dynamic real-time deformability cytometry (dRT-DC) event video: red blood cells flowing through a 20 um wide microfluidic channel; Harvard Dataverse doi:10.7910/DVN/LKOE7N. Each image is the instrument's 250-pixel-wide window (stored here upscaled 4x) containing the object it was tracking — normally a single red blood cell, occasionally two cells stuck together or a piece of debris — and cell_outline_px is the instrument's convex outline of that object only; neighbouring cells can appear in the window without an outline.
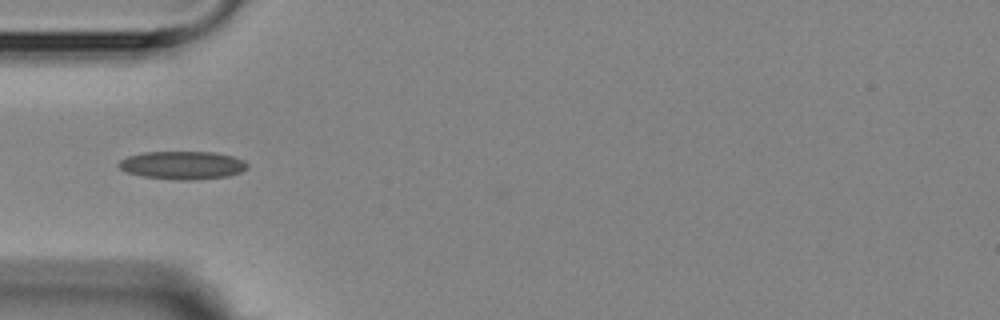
{"species": "Egyptian fruit bat (a non-hibernating species)", "species_latin": "Rousettus aegyptiacus", "temperature_condition": "room temperature", "stored_images_in_passage": 7, "camera_frame_rate_fps": 3000, "um_per_image_px": 0.085, "animal": {"sex": "female"}, "frame": {"image": 1, "passage_image": 5, "time_ms": 4.667, "image_size_px": [1000, 320], "cell_outline_px": [[248, 168], [240, 172], [228, 176], [192, 180], [176, 180], [144, 176], [128, 172], [120, 168], [116, 164], [120, 160], [128, 156], [144, 152], [212, 152], [232, 156], [244, 160], [248, 164]], "centroid_in_image_um": [15.52, 14.04], "position_along_channel_um": 69.5, "area_um2": 20.98}}
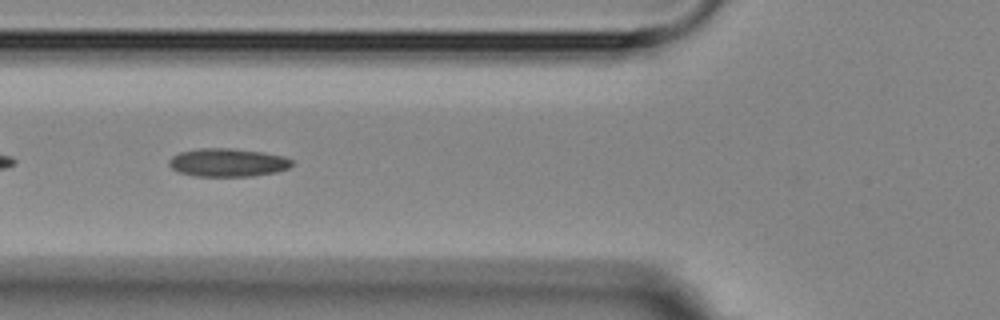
{"frame": {"image": 2, "passage_image": 6, "time_ms": 5.667, "image_size_px": [1000, 320], "cell_outline_px": [[292, 164], [288, 168], [276, 172], [252, 176], [192, 176], [180, 172], [172, 168], [168, 164], [168, 160], [172, 156], [180, 152], [200, 148], [228, 148], [264, 152], [284, 156], [292, 160]], "centroid_in_image_um": [19.34, 13.81], "position_along_channel_um": 106.5, "area_um2": 20.23}}
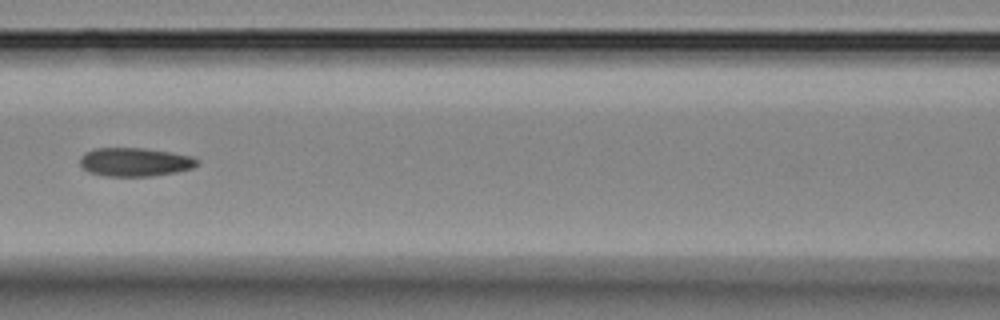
{"frame": {"image": 3, "passage_image": 7, "time_ms": 7.0, "image_size_px": [1000, 320], "cell_outline_px": [[200, 164], [192, 168], [176, 172], [152, 176], [108, 176], [88, 172], [80, 164], [80, 156], [84, 152], [92, 148], [144, 148], [172, 152], [192, 156], [200, 160]], "centroid_in_image_um": [11.48, 13.76], "position_along_channel_um": 155.1, "area_um2": 19.77}}